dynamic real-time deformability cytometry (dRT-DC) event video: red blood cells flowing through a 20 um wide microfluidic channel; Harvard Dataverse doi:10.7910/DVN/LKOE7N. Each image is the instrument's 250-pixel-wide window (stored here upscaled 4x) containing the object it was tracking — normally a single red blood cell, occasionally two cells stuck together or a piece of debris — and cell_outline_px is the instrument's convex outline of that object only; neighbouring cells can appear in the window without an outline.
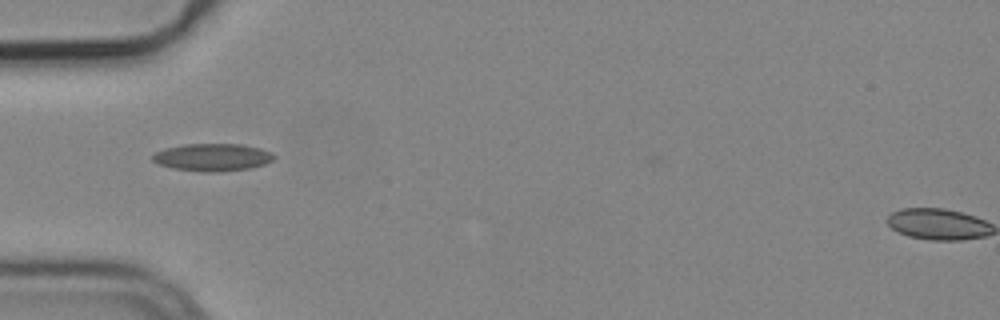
{"species": "common noctule bat (a hibernating species)", "species_latin": "Nyctalus noctula", "temperature_condition": "cold", "stored_images_in_passage": 38, "camera_frame_rate_fps": 3000, "um_per_image_px": 0.085, "animal": {"sex": "male", "body_mass_g": 19.2, "forearm_length_mm": 51.8}, "frame": {"image": 1, "passage_image": 1, "time_ms": 0.0, "image_size_px": [1000, 320], "cell_outline_px": [[276, 156], [272, 160], [264, 164], [252, 168], [220, 172], [200, 172], [172, 168], [160, 164], [152, 160], [152, 156], [156, 152], [164, 148], [184, 144], [240, 144], [260, 148], [272, 152]], "centroid_in_image_um": [18.07, 13.37], "position_along_channel_um": 66.9, "area_um2": 19.59}}
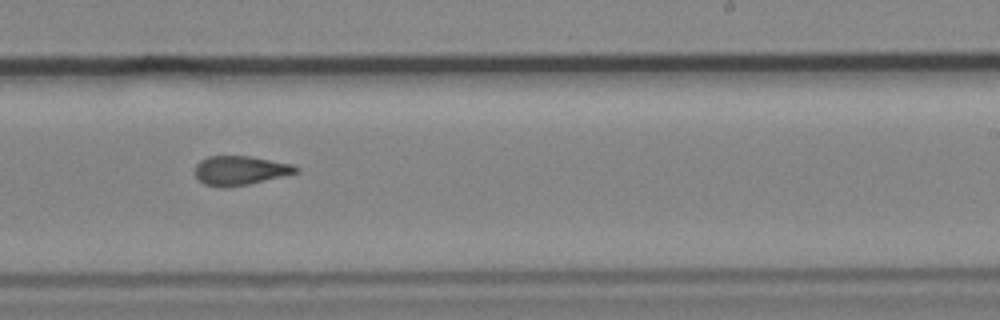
{"frame": {"image": 2, "passage_image": 17, "time_ms": 5.333, "image_size_px": [1000, 320], "cell_outline_px": [[300, 172], [248, 184], [224, 188], [204, 184], [192, 172], [196, 164], [200, 160], [208, 156], [248, 156], [292, 164], [300, 168]], "centroid_in_image_um": [20.38, 14.49], "position_along_channel_um": 268.6, "area_um2": 17.22}}
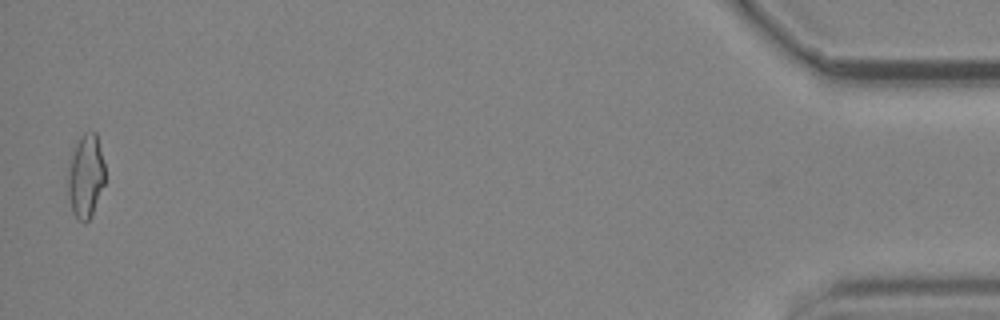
{"frame": {"image": 3, "passage_image": 37, "time_ms": 12.0, "image_size_px": [1000, 320], "cell_outline_px": [[104, 184], [92, 216], [88, 220], [80, 220], [72, 212], [68, 196], [68, 168], [72, 152], [80, 136], [84, 132], [96, 132], [104, 164]], "centroid_in_image_um": [7.28, 14.96], "position_along_channel_um": 427.9, "area_um2": 17.92}, "authors_computed_cell_mechanics": {"area_um2": 17.4267, "velocity_mm_per_s": 3.7961, "shape_relaxation_time_tau1_ms": null, "shape_relaxation_time_tau2_ms": 3.3587, "deformation_change_tau1": null, "deformation_change_tau2": 0.1008}}